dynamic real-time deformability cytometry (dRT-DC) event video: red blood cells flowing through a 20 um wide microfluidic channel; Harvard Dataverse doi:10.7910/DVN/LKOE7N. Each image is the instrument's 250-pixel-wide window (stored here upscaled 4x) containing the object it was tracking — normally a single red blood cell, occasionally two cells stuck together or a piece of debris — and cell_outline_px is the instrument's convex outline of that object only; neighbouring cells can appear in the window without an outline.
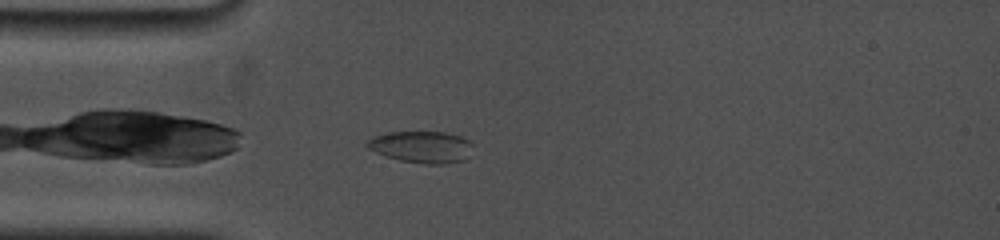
{"species": "common noctule bat (a hibernating species)", "species_latin": "Nyctalus noctula", "temperature_condition": "cold", "stored_images_in_passage": 57, "camera_frame_rate_fps": 5000, "um_per_image_px": 0.085, "animal": {"sex": "female", "body_mass_g": 19.0, "forearm_length_mm": 53.3}, "frame": {"image": 1, "passage_image": 3, "time_ms": 0.6, "image_size_px": [1000, 240], "cell_outline_px": [[472, 144], [464, 160], [444, 164], [424, 164], [400, 160], [376, 152], [368, 148], [364, 144], [372, 136], [388, 132], [444, 132], [460, 136], [468, 140]], "centroid_in_image_um": [35.79, 12.48], "position_along_channel_um": 49.2, "area_um2": 19.36}}
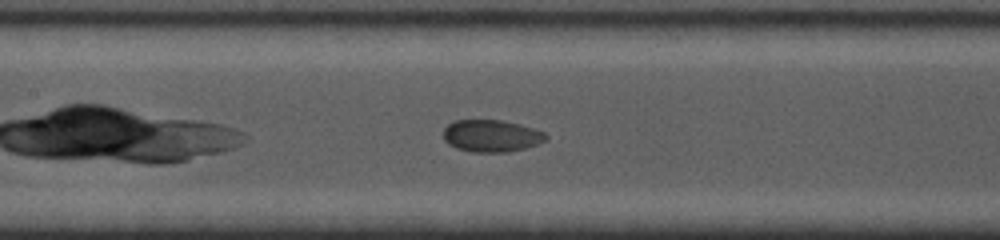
{"frame": {"image": 2, "passage_image": 20, "time_ms": 4.0, "image_size_px": [1000, 240], "cell_outline_px": [[548, 140], [524, 148], [508, 152], [472, 152], [456, 148], [448, 144], [444, 140], [444, 128], [452, 120], [500, 120], [520, 124], [544, 132], [548, 136]], "centroid_in_image_um": [41.75, 11.54], "position_along_channel_um": 165.6, "area_um2": 19.25}}
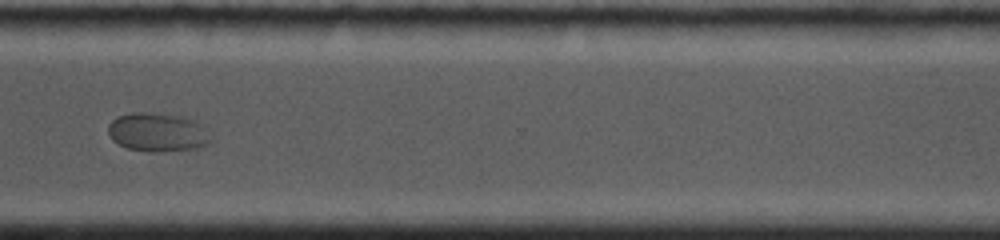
{"frame": {"image": 3, "passage_image": 46, "time_ms": 9.2, "image_size_px": [1000, 240], "cell_outline_px": [[212, 140], [208, 144], [196, 148], [148, 152], [128, 148], [116, 144], [112, 140], [108, 132], [108, 124], [116, 116], [132, 112], [148, 112], [180, 116], [196, 120], [200, 124]], "centroid_in_image_um": [13.34, 11.23], "position_along_channel_um": 357.3, "area_um2": 23.12}}